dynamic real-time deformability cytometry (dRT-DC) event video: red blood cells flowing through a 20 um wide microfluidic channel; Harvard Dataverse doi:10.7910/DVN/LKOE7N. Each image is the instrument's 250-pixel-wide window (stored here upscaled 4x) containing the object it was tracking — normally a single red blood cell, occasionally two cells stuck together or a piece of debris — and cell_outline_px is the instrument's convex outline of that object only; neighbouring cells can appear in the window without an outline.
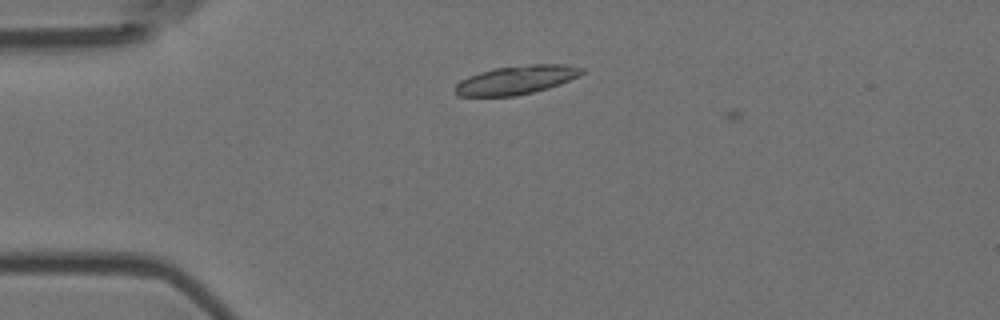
{"species": "Egyptian fruit bat (a non-hibernating species)", "species_latin": "Rousettus aegyptiacus", "temperature_condition": "room temperature", "stored_images_in_passage": 3, "camera_frame_rate_fps": 3000, "um_per_image_px": 0.085, "animal": {"sex": "female"}, "frame": {"image": 1, "passage_image": 2, "time_ms": 0.333, "image_size_px": [1000, 320], "cell_outline_px": [[584, 72], [580, 76], [560, 84], [548, 88], [516, 96], [456, 96], [456, 84], [460, 80], [468, 76], [480, 72], [496, 68], [532, 64], [568, 64], [584, 68]], "centroid_in_image_um": [43.92, 6.79], "position_along_channel_um": 41.1, "area_um2": 21.21}}